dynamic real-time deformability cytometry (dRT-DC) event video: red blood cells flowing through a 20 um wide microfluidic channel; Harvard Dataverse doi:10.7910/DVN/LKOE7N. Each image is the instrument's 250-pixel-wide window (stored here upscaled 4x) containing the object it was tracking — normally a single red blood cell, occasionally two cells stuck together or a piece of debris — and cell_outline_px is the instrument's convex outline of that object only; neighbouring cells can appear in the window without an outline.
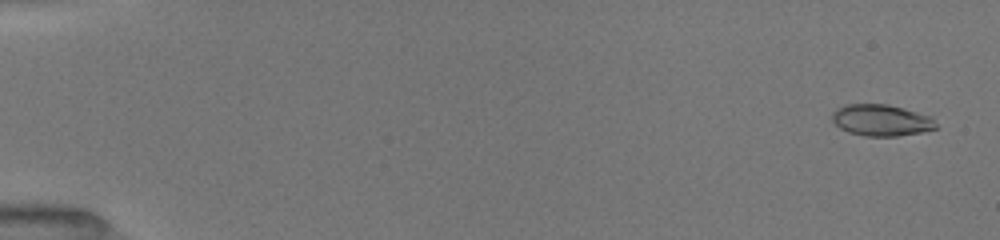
{"species": "common noctule bat (a hibernating species)", "species_latin": "Nyctalus noctula", "temperature_condition": "room temperature", "stored_images_in_passage": 52, "camera_frame_rate_fps": 3000, "um_per_image_px": 0.085, "animal": {"sex": "female", "body_mass_g": 19.5, "forearm_length_mm": 54.1}, "frame": {"image": 1, "passage_image": 2, "time_ms": 0.333, "image_size_px": [1000, 240], "cell_outline_px": [[936, 128], [920, 132], [896, 136], [864, 136], [848, 132], [840, 128], [832, 120], [832, 112], [836, 108], [844, 104], [888, 104], [904, 108], [932, 116], [936, 124]], "centroid_in_image_um": [74.88, 10.21], "position_along_channel_um": 10.1, "area_um2": 19.13}}
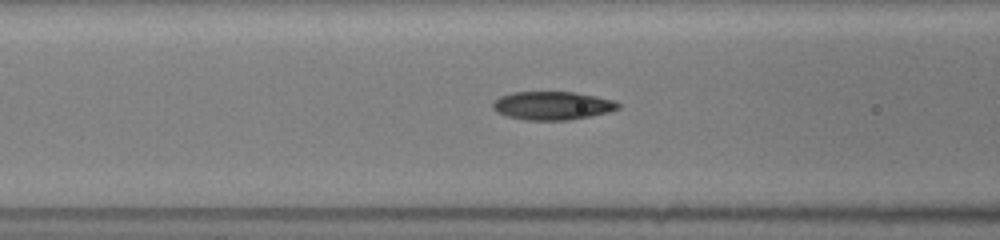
{"frame": {"image": 2, "passage_image": 22, "time_ms": 7.0, "image_size_px": [1000, 240], "cell_outline_px": [[620, 108], [608, 112], [592, 116], [568, 120], [524, 120], [508, 116], [496, 112], [492, 108], [492, 104], [500, 96], [512, 92], [572, 92], [596, 96], [616, 100], [620, 104]], "centroid_in_image_um": [46.97, 8.98], "position_along_channel_um": 119.6, "area_um2": 20.81}}
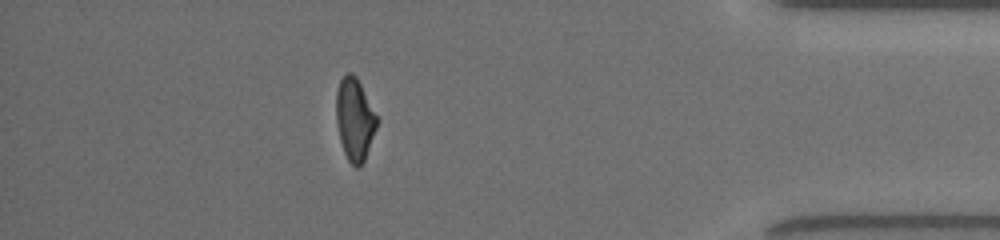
{"frame": {"image": 3, "passage_image": 46, "time_ms": 15.0, "image_size_px": [1000, 240], "cell_outline_px": [[376, 128], [364, 160], [360, 168], [356, 168], [348, 160], [344, 152], [340, 140], [336, 124], [336, 92], [340, 80], [348, 72], [352, 72], [356, 76], [376, 116]], "centroid_in_image_um": [30.11, 10.15], "position_along_channel_um": 405.1, "area_um2": 19.13}, "authors_computed_cell_mechanics": {"area_um2": 19.9121, "velocity_mm_per_s": 4.0347, "shape_relaxation_time_tau1_ms": 3.4719, "shape_relaxation_time_tau2_ms": 1.5391, "deformation_change_tau1": 0.1874, "deformation_change_tau2": 0.0827}}